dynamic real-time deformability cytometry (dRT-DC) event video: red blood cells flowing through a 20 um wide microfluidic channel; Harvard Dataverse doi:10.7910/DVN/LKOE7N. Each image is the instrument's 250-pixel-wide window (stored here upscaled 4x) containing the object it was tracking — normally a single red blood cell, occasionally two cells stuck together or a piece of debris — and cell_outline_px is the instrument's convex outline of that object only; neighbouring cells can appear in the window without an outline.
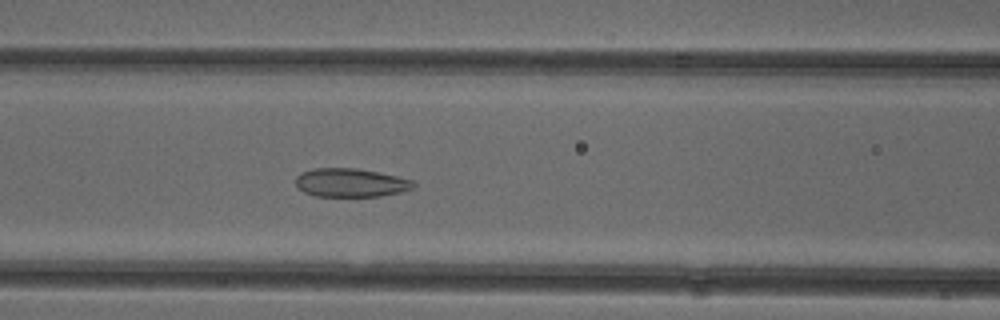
{"species": "common noctule bat (a hibernating species)", "species_latin": "Nyctalus noctula", "temperature_condition": "cold", "stored_images_in_passage": 52, "camera_frame_rate_fps": 3000, "um_per_image_px": 0.085, "animal": {"sex": "female"}, "frame": {"image": 1, "passage_image": 21, "time_ms": 6.667, "image_size_px": [1000, 320], "cell_outline_px": [[416, 184], [412, 188], [404, 192], [380, 196], [316, 196], [304, 192], [296, 184], [296, 176], [300, 172], [312, 168], [356, 168], [396, 176], [412, 180]], "centroid_in_image_um": [29.8, 15.53], "position_along_channel_um": 136.8, "area_um2": 19.59}}
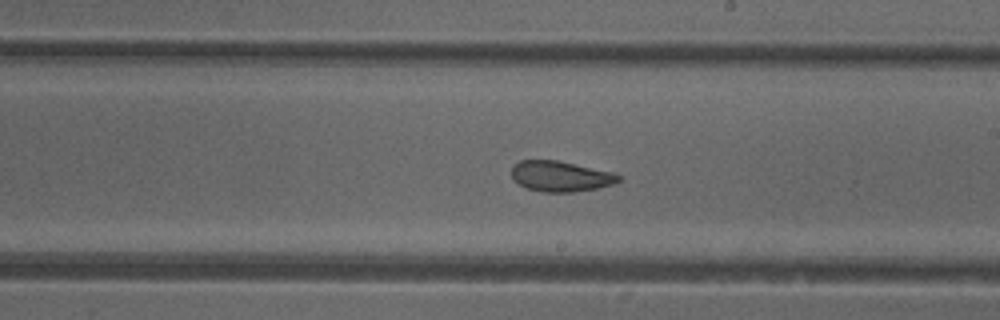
{"frame": {"image": 2, "passage_image": 29, "time_ms": 9.333, "image_size_px": [1000, 320], "cell_outline_px": [[620, 180], [616, 184], [596, 188], [572, 192], [544, 192], [528, 188], [512, 180], [512, 164], [520, 160], [556, 160], [612, 172], [620, 176]], "centroid_in_image_um": [47.63, 14.98], "position_along_channel_um": 241.4, "area_um2": 18.96}}
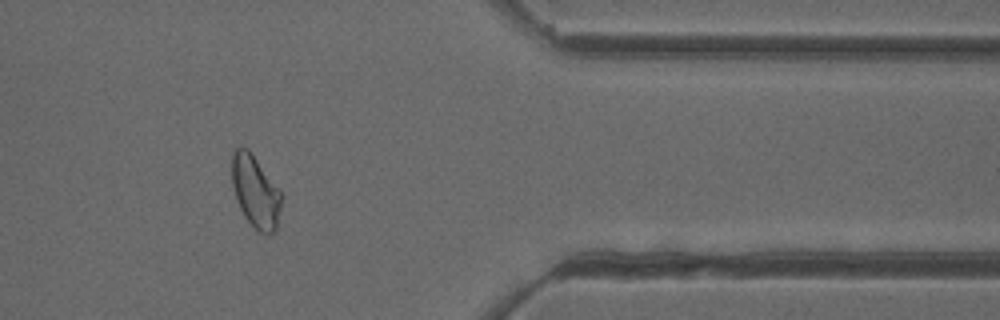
{"frame": {"image": 3, "passage_image": 42, "time_ms": 13.667, "image_size_px": [1000, 320], "cell_outline_px": [[284, 196], [276, 232], [268, 236], [260, 232], [244, 216], [236, 200], [232, 184], [232, 152], [240, 144], [248, 148], [280, 188]], "centroid_in_image_um": [21.75, 16.27], "position_along_channel_um": 389.6, "area_um2": 21.5}, "authors_computed_cell_mechanics": {"area_um2": 21.5305, "velocity_mm_per_s": 3.929, "shape_relaxation_time_tau1_ms": null, "shape_relaxation_time_tau2_ms": 1.7535, "deformation_change_tau1": null, "deformation_change_tau2": 0.0759}}